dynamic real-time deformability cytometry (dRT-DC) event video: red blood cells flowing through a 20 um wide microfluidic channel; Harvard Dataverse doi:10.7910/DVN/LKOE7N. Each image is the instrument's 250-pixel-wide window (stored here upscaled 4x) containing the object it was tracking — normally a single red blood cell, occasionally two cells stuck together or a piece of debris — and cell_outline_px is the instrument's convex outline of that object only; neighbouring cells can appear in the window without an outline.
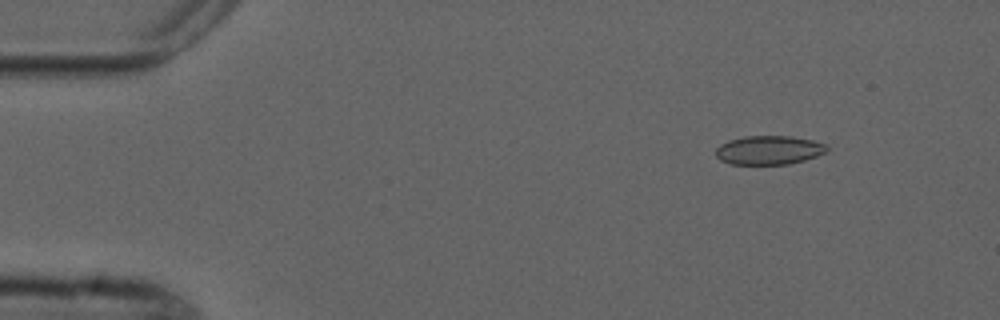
{"species": "common noctule bat (a hibernating species)", "species_latin": "Nyctalus noctula", "temperature_condition": "cold", "stored_images_in_passage": 4, "camera_frame_rate_fps": 3000, "um_per_image_px": 0.085, "animal": {"sex": "male", "forearm_length_mm": 52.5}, "frame": {"image": 1, "passage_image": 2, "time_ms": 1.333, "image_size_px": [1000, 320], "cell_outline_px": [[828, 152], [804, 160], [788, 164], [732, 164], [720, 160], [716, 156], [716, 148], [720, 144], [728, 140], [744, 136], [792, 136], [812, 140], [824, 144], [828, 148]], "centroid_in_image_um": [65.35, 12.75], "position_along_channel_um": 19.7, "area_um2": 18.73}}